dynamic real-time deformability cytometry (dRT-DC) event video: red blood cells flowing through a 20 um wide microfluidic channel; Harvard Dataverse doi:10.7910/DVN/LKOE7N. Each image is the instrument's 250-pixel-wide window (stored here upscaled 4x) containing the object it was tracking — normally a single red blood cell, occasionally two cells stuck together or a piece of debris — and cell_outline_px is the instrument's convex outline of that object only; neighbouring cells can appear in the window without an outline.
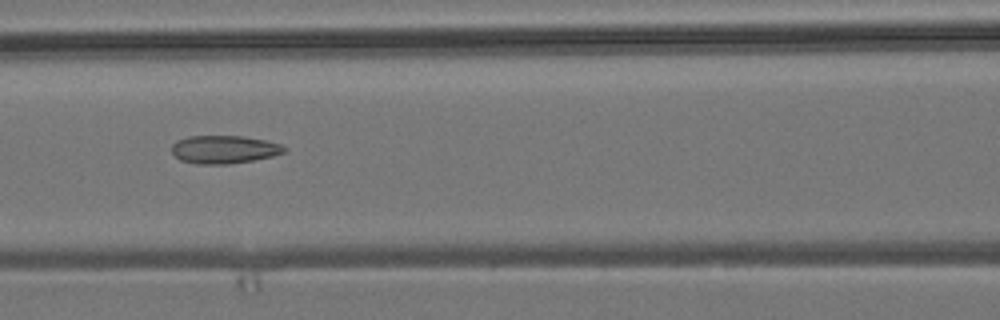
{"species": "common noctule bat (a hibernating species)", "species_latin": "Nyctalus noctula", "temperature_condition": "room temperature", "stored_images_in_passage": 7, "camera_frame_rate_fps": 3000, "um_per_image_px": 0.085, "animal": {"sex": "male", "body_mass_g": 19.2, "forearm_length_mm": 51.8}, "frame": {"image": 1, "passage_image": 5, "time_ms": 1.333, "image_size_px": [1000, 320], "cell_outline_px": [[288, 148], [284, 152], [272, 156], [252, 160], [228, 164], [196, 164], [180, 160], [172, 152], [172, 144], [176, 140], [188, 136], [244, 136], [264, 140], [280, 144]], "centroid_in_image_um": [19.03, 12.7], "position_along_channel_um": 147.6, "area_um2": 18.38}}
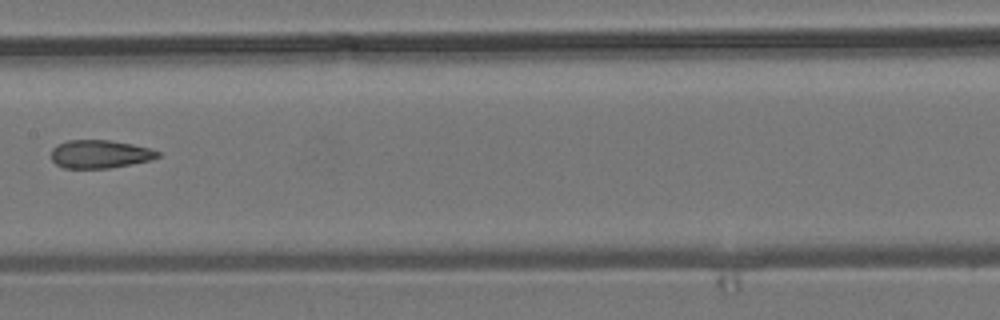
{"frame": {"image": 2, "passage_image": 6, "time_ms": 1.667, "image_size_px": [1000, 320], "cell_outline_px": [[160, 156], [152, 160], [132, 164], [108, 168], [64, 168], [56, 164], [52, 160], [52, 148], [56, 144], [68, 140], [108, 140], [132, 144], [148, 148], [160, 152]], "centroid_in_image_um": [8.48, 13.1], "position_along_channel_um": 198.9, "area_um2": 17.51}}
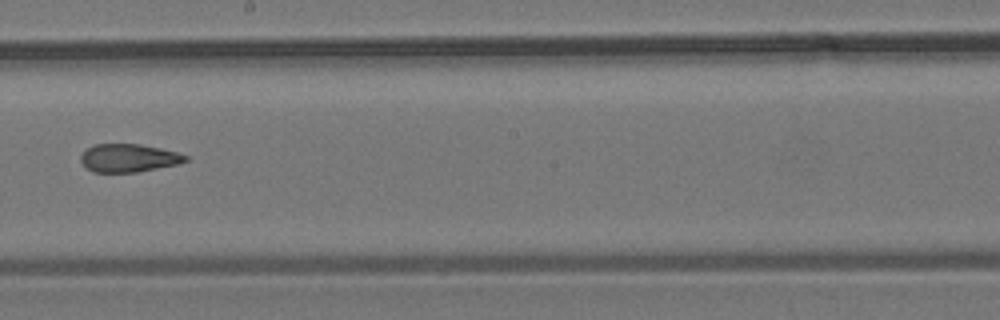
{"frame": {"image": 3, "passage_image": 7, "time_ms": 2.0, "image_size_px": [1000, 320], "cell_outline_px": [[188, 160], [176, 164], [136, 172], [92, 172], [80, 160], [80, 156], [92, 144], [140, 144], [160, 148], [176, 152], [188, 156]], "centroid_in_image_um": [10.91, 13.42], "position_along_channel_um": 237.3, "area_um2": 16.94}}